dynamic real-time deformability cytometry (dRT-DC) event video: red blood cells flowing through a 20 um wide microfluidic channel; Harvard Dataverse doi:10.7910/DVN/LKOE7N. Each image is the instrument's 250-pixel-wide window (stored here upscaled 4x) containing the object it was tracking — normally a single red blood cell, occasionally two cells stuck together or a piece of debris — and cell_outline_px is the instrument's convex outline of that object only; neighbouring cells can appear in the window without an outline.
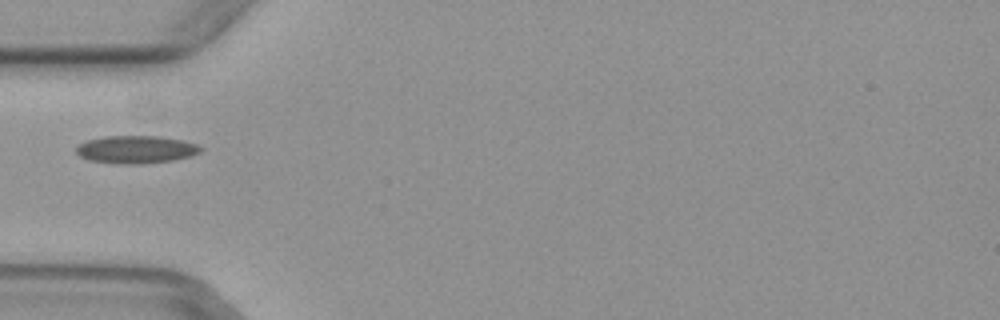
{"species": "common noctule bat (a hibernating species)", "species_latin": "Nyctalus noctula", "temperature_condition": "warm", "stored_images_in_passage": 1, "camera_frame_rate_fps": 3000, "um_per_image_px": 0.085, "animal": {"sex": "female", "body_mass_g": 29.2, "forearm_length_mm": 56.3}, "frame": {"image": 1, "passage_image": 1, "time_ms": 0.0, "image_size_px": [1000, 320], "cell_outline_px": [[204, 148], [200, 152], [192, 156], [172, 160], [144, 164], [120, 164], [88, 160], [80, 156], [76, 152], [76, 144], [88, 140], [104, 136], [160, 136], [184, 140], [196, 144]], "centroid_in_image_um": [11.57, 12.7], "position_along_channel_um": 73.4, "area_um2": 20.35}}